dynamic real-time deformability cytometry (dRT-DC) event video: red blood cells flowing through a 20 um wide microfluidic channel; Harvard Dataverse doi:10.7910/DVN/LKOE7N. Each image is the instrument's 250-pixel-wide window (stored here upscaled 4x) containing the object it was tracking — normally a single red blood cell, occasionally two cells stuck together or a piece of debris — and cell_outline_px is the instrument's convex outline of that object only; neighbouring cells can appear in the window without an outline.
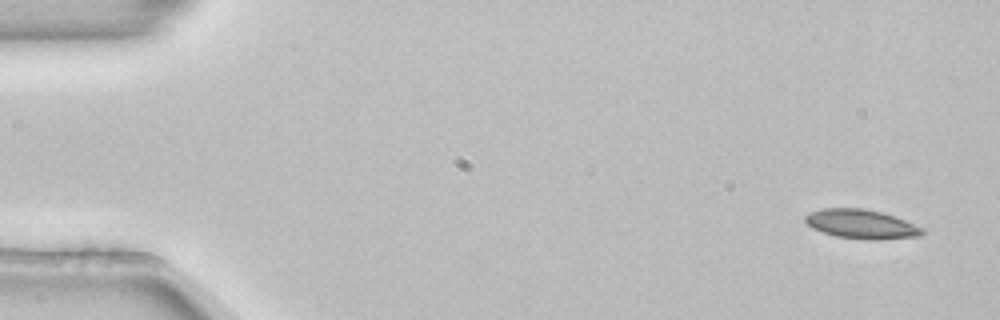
{"species": "common noctule bat (a hibernating species)", "species_latin": "Nyctalus noctula", "temperature_condition": "room temperature", "stored_images_in_passage": 4, "camera_frame_rate_fps": 3000, "um_per_image_px": 0.085, "animal": {"sex": "female", "body_mass_g": 22.7, "forearm_length_mm": 54.2}, "frame": {"image": 1, "passage_image": 1, "time_ms": 0.0, "image_size_px": [1000, 320], "cell_outline_px": [[924, 232], [920, 236], [876, 240], [864, 240], [836, 236], [812, 228], [804, 220], [804, 216], [808, 212], [824, 208], [864, 208], [880, 212], [904, 220], [924, 228]], "centroid_in_image_um": [73.19, 19.05], "position_along_channel_um": 11.8, "area_um2": 19.88}}
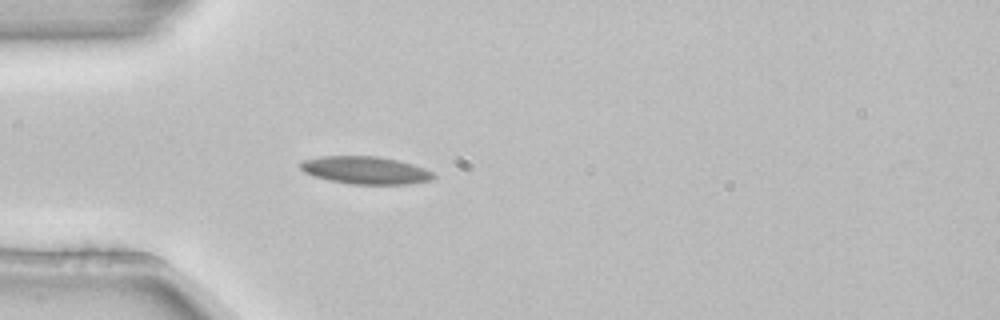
{"frame": {"image": 2, "passage_image": 4, "time_ms": 1.0, "image_size_px": [1000, 320], "cell_outline_px": [[436, 176], [432, 180], [408, 184], [352, 184], [328, 180], [312, 176], [304, 172], [300, 168], [300, 164], [304, 160], [320, 156], [376, 156], [396, 160], [412, 164], [424, 168], [432, 172]], "centroid_in_image_um": [31.05, 14.47], "position_along_channel_um": 53.9, "area_um2": 21.39}}